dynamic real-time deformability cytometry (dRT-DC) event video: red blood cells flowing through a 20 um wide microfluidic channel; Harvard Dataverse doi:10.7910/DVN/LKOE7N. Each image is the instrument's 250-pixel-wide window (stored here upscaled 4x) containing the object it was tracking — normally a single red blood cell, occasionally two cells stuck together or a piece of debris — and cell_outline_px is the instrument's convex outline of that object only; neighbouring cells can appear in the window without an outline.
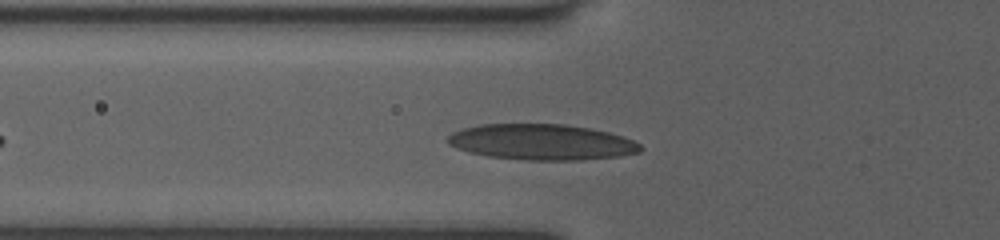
{"species": "human", "species_latin": "Homo sapiens", "temperature_condition": "room temperature", "stored_images_in_passage": 5, "camera_frame_rate_fps": 3000, "um_per_image_px": 0.085, "donor": {"sex": "female"}, "frame": {"image": 1, "passage_image": 3, "time_ms": 1.667, "image_size_px": [1000, 240], "cell_outline_px": [[644, 148], [640, 152], [620, 156], [580, 160], [524, 160], [488, 156], [468, 152], [456, 148], [448, 144], [444, 140], [452, 132], [464, 128], [480, 124], [564, 124], [588, 128], [608, 132], [632, 140], [640, 144]], "centroid_in_image_um": [46.0, 12.08], "position_along_channel_um": 79.8, "area_um2": 40.29}}
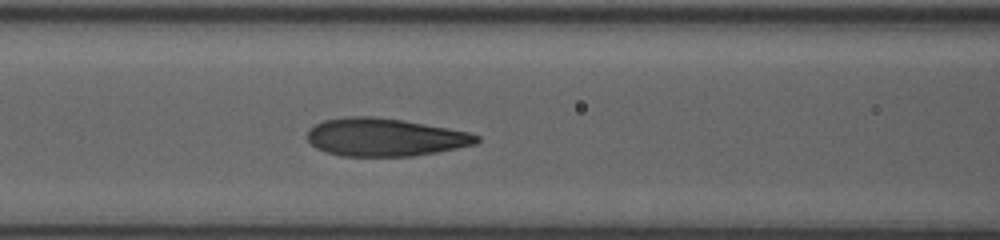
{"frame": {"image": 2, "passage_image": 5, "time_ms": 3.0, "image_size_px": [1000, 240], "cell_outline_px": [[480, 140], [476, 144], [436, 152], [412, 156], [340, 156], [324, 152], [316, 148], [308, 140], [308, 132], [316, 124], [324, 120], [344, 116], [376, 116], [404, 120], [448, 128], [468, 132], [480, 136]], "centroid_in_image_um": [32.71, 11.66], "position_along_channel_um": 133.9, "area_um2": 37.51}}